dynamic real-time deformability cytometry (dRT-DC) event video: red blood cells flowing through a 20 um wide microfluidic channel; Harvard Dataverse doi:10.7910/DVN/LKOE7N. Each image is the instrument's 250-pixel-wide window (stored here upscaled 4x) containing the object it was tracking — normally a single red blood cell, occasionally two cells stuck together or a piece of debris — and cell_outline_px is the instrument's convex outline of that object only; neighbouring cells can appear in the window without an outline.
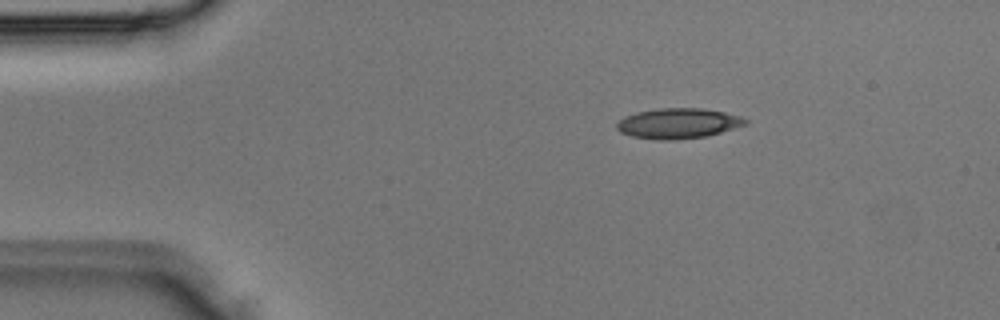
{"species": "Egyptian fruit bat (a non-hibernating species)", "species_latin": "Rousettus aegyptiacus", "temperature_condition": "room temperature", "stored_images_in_passage": 3, "camera_frame_rate_fps": 3000, "um_per_image_px": 0.085, "animal": {"sex": "male"}, "frame": {"image": 1, "passage_image": 2, "time_ms": 0.333, "image_size_px": [1000, 320], "cell_outline_px": [[748, 124], [708, 136], [672, 140], [656, 140], [632, 136], [620, 132], [616, 128], [616, 124], [624, 116], [636, 112], [660, 108], [704, 108], [724, 112], [740, 116], [748, 120]], "centroid_in_image_um": [57.65, 10.49], "position_along_channel_um": 27.4, "area_um2": 22.83}}
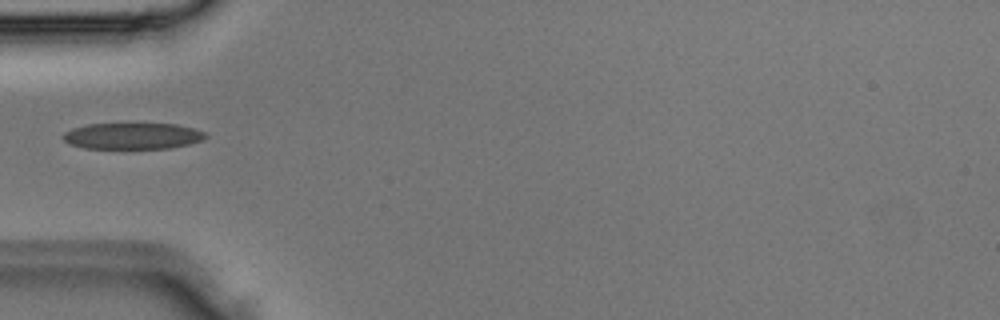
{"frame": {"image": 2, "passage_image": 3, "time_ms": 0.667, "image_size_px": [1000, 320], "cell_outline_px": [[208, 136], [204, 140], [172, 148], [84, 148], [68, 144], [60, 136], [64, 132], [72, 128], [88, 124], [176, 124], [208, 132]], "centroid_in_image_um": [11.27, 11.56], "position_along_channel_um": 73.7, "area_um2": 21.96}}